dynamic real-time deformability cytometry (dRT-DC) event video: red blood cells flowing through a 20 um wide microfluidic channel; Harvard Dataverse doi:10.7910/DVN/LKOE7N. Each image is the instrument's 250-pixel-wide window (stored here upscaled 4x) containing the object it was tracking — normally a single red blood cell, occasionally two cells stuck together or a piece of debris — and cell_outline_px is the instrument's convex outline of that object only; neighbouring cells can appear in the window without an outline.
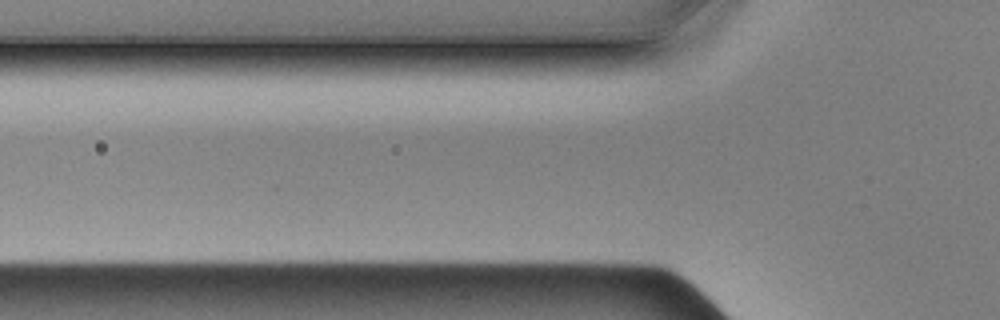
{"species": "Egyptian fruit bat (a non-hibernating species)", "species_latin": "Rousettus aegyptiacus", "temperature_condition": "cold", "stored_images_in_passage": 4, "camera_frame_rate_fps": 3000, "um_per_image_px": 0.085, "animal": {"sex": "male"}, "frame": {"image": 1, "passage_image": 4, "time_ms": 1.0, "image_size_px": [1000, 320], "cell_outline_px": [[788, 44], [760, 72], [716, 108], [692, 108], [704, 96], [780, 40], [784, 40]], "centroid_in_image_um": [62.9, 6.64], "position_along_channel_um": 62.9, "area_um2": 10.52}}